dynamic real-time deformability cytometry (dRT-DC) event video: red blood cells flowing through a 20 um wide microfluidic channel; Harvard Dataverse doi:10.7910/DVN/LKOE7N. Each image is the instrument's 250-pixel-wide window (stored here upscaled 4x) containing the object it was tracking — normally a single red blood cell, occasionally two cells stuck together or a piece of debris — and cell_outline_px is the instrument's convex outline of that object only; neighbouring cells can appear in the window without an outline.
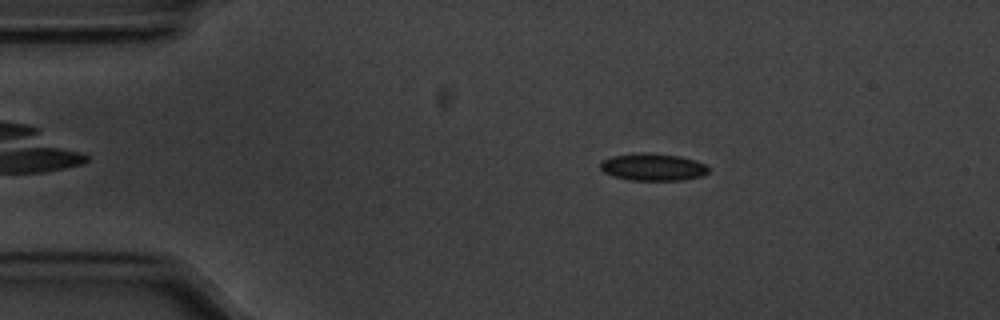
{"species": "common noctule bat (a hibernating species)", "species_latin": "Nyctalus noctula", "temperature_condition": "cold", "stored_images_in_passage": 50, "camera_frame_rate_fps": 3000, "um_per_image_px": 0.085, "animal": {"sex": "male", "body_mass_g": 20.1, "forearm_length_mm": 53.5}, "frame": {"image": 1, "passage_image": 4, "time_ms": 1.0, "image_size_px": [1000, 320], "cell_outline_px": [[708, 172], [704, 176], [684, 180], [632, 180], [616, 176], [604, 172], [600, 168], [600, 164], [604, 160], [612, 156], [640, 152], [680, 156], [704, 164], [708, 168]], "centroid_in_image_um": [55.51, 14.2], "position_along_channel_um": 29.5, "area_um2": 16.94}}
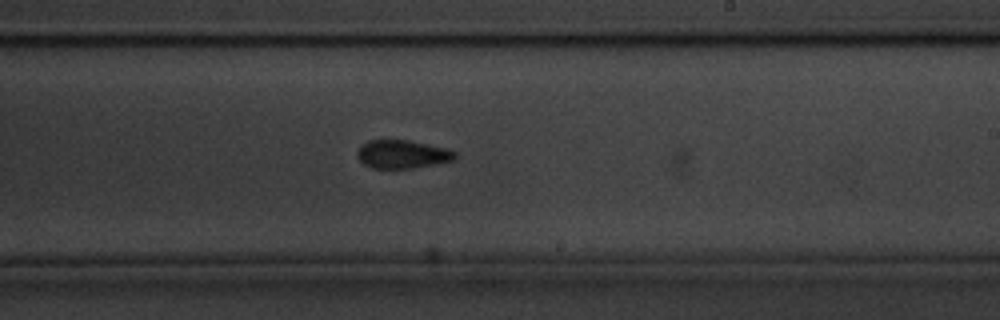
{"frame": {"image": 2, "passage_image": 27, "time_ms": 8.667, "image_size_px": [1000, 320], "cell_outline_px": [[456, 156], [452, 160], [412, 168], [372, 168], [364, 164], [356, 156], [356, 152], [368, 140], [408, 140], [448, 148], [456, 152]], "centroid_in_image_um": [34.18, 13.1], "position_along_channel_um": 254.8, "area_um2": 15.95}}
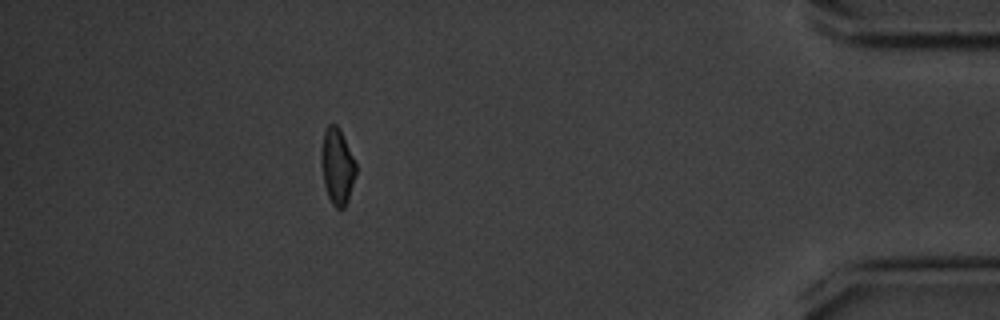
{"frame": {"image": 3, "passage_image": 44, "time_ms": 14.333, "image_size_px": [1000, 320], "cell_outline_px": [[356, 176], [348, 200], [344, 208], [336, 208], [332, 204], [328, 196], [324, 184], [320, 156], [320, 152], [324, 132], [328, 124], [336, 124], [340, 128], [356, 160]], "centroid_in_image_um": [28.68, 14.11], "position_along_channel_um": 406.5, "area_um2": 15.66}, "authors_computed_cell_mechanics": {"area_um2": 16.2707, "velocity_mm_per_s": 3.5611, "shape_relaxation_time_tau1_ms": 2.4546, "shape_relaxation_time_tau2_ms": 2.5792, "deformation_change_tau1": 0.0831, "deformation_change_tau2": 0.0919}}